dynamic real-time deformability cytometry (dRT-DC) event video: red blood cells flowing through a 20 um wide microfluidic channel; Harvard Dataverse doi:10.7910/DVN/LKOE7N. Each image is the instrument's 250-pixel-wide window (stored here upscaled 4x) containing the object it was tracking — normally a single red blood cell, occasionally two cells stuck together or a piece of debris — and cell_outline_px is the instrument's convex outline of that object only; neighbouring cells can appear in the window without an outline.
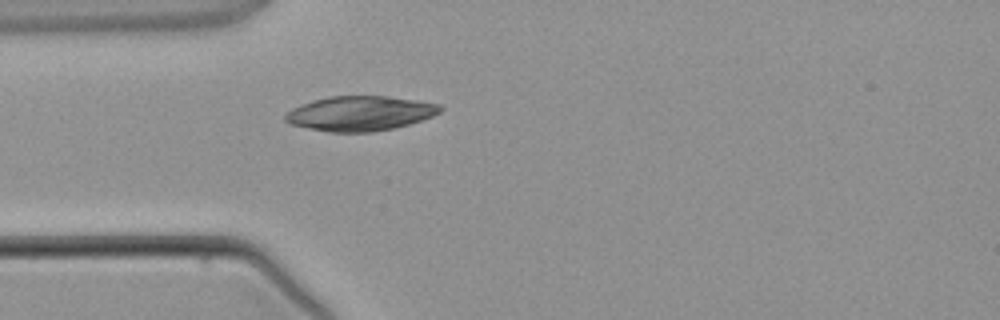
{"species": "common noctule bat (a hibernating species)", "species_latin": "Nyctalus noctula", "temperature_condition": "warm", "stored_images_in_passage": 4, "camera_frame_rate_fps": 3000, "um_per_image_px": 0.085, "animal": {"sex": "male", "body_mass_g": 21.5, "forearm_length_mm": 52.0}, "frame": {"image": 1, "passage_image": 4, "time_ms": 4.0, "image_size_px": [1000, 320], "cell_outline_px": [[444, 108], [440, 112], [432, 116], [396, 128], [372, 132], [328, 132], [288, 124], [284, 120], [284, 116], [292, 108], [300, 104], [312, 100], [328, 96], [388, 96], [416, 100], [440, 104]], "centroid_in_image_um": [30.58, 9.64], "position_along_channel_um": 54.4, "area_um2": 31.56}}